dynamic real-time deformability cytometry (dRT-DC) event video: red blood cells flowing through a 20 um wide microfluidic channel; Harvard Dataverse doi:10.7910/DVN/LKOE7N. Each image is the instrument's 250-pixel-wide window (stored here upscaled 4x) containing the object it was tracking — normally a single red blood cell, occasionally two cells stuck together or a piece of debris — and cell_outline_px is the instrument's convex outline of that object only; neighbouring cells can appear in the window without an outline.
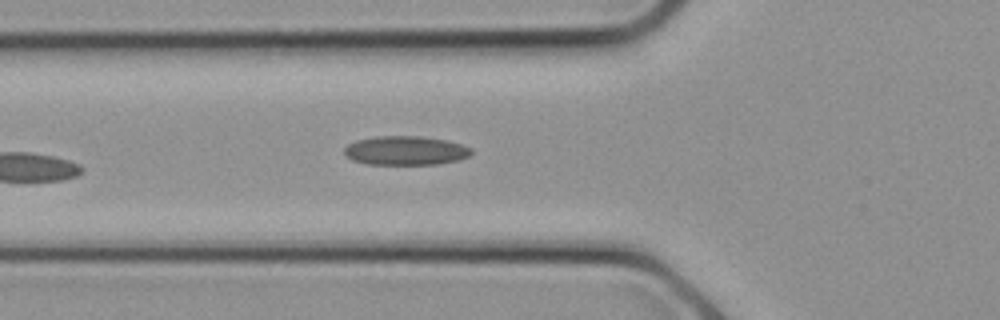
{"species": "common noctule bat (a hibernating species)", "species_latin": "Nyctalus noctula", "temperature_condition": "cold", "stored_images_in_passage": 11, "camera_frame_rate_fps": 3000, "um_per_image_px": 0.085, "animal": {"sex": "female", "body_mass_g": 21.9}, "frame": {"image": 1, "passage_image": 11, "time_ms": 3.333, "image_size_px": [1000, 320], "cell_outline_px": [[472, 152], [468, 156], [460, 160], [436, 164], [364, 164], [352, 160], [344, 152], [344, 148], [348, 144], [356, 140], [376, 136], [420, 136], [448, 140], [472, 148]], "centroid_in_image_um": [34.47, 12.79], "position_along_channel_um": 91.3, "area_um2": 21.56}}